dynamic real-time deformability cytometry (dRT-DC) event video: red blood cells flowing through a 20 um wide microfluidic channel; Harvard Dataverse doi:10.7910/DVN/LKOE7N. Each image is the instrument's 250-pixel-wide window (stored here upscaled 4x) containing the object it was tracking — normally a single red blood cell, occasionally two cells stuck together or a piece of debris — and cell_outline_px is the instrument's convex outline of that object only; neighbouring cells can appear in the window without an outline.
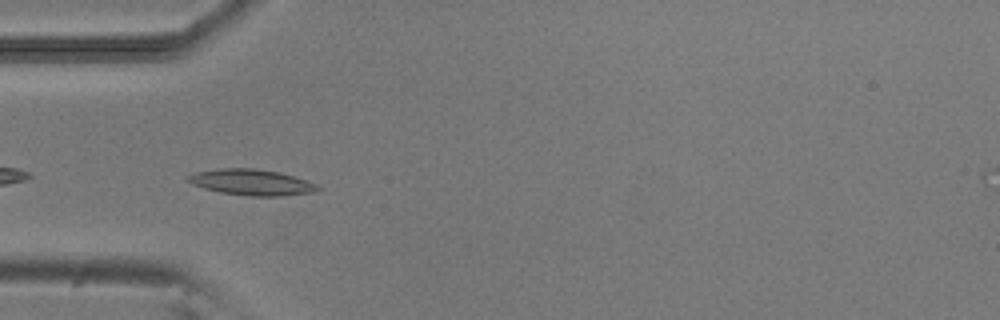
{"species": "common noctule bat (a hibernating species)", "species_latin": "Nyctalus noctula", "temperature_condition": "room temperature", "stored_images_in_passage": 38, "camera_frame_rate_fps": 3000, "um_per_image_px": 0.085, "animal": {"sex": "male", "body_mass_g": 20.5, "forearm_length_mm": 52.5}, "frame": {"image": 1, "passage_image": 2, "time_ms": 0.333, "image_size_px": [1000, 320], "cell_outline_px": [[320, 188], [312, 192], [280, 196], [248, 196], [220, 192], [204, 188], [192, 184], [184, 180], [184, 176], [196, 172], [220, 168], [252, 168], [280, 172], [316, 184]], "centroid_in_image_um": [21.29, 15.49], "position_along_channel_um": 63.7, "area_um2": 19.54}}
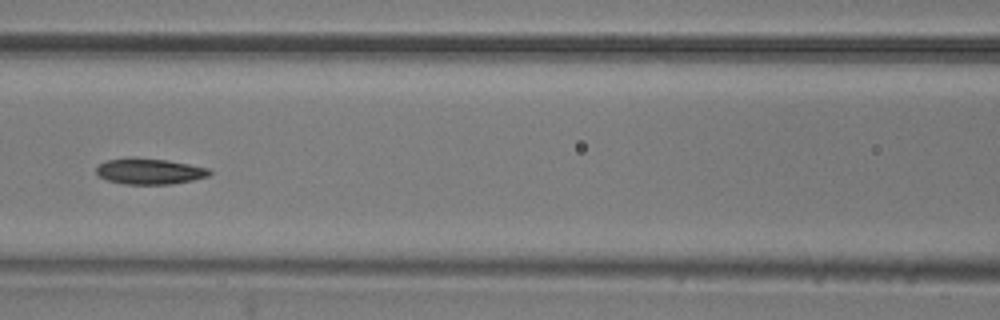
{"frame": {"image": 2, "passage_image": 9, "time_ms": 2.667, "image_size_px": [1000, 320], "cell_outline_px": [[212, 172], [208, 176], [192, 180], [172, 184], [124, 184], [108, 180], [96, 176], [96, 168], [100, 164], [108, 160], [128, 156], [136, 156], [168, 160], [208, 168]], "centroid_in_image_um": [12.67, 14.54], "position_along_channel_um": 153.9, "area_um2": 17.34}}
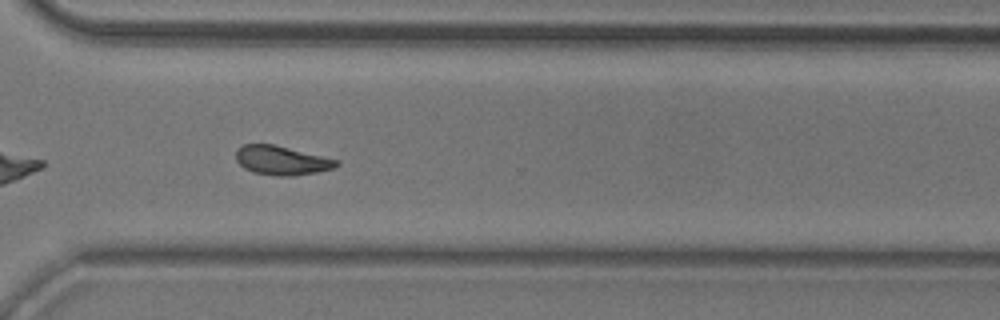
{"frame": {"image": 3, "passage_image": 24, "time_ms": 7.667, "image_size_px": [1000, 320], "cell_outline_px": [[340, 164], [332, 168], [316, 172], [292, 176], [276, 176], [252, 172], [244, 168], [236, 160], [236, 148], [244, 144], [272, 144], [340, 160]], "centroid_in_image_um": [23.92, 13.63], "position_along_channel_um": 346.7, "area_um2": 16.99}, "authors_computed_cell_mechanics": {"area_um2": 16.9643, "velocity_mm_per_s": 3.8662, "shape_relaxation_time_tau1_ms": 4.8333, "shape_relaxation_time_tau2_ms": 7.4065, "deformation_change_tau1": 0.1337, "deformation_change_tau2": 0.1445}}